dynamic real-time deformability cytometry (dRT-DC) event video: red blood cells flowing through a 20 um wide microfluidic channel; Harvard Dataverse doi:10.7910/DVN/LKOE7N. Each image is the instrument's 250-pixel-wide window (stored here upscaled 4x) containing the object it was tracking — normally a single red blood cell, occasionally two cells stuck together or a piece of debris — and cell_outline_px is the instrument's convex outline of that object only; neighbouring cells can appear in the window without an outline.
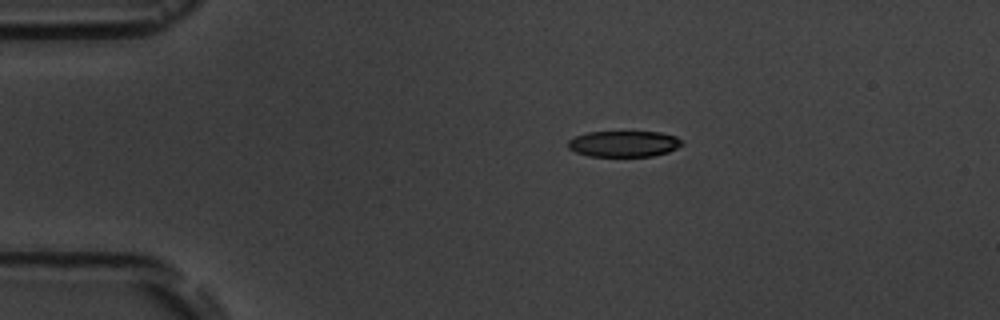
{"species": "common noctule bat (a hibernating species)", "species_latin": "Nyctalus noctula", "temperature_condition": "room temperature", "stored_images_in_passage": 9, "camera_frame_rate_fps": 3000, "um_per_image_px": 0.085, "animal": {"sex": "male", "body_mass_g": 19.5, "forearm_length_mm": 54.6}, "frame": {"image": 1, "passage_image": 1, "time_ms": 0.0, "image_size_px": [1000, 320], "cell_outline_px": [[684, 144], [668, 152], [652, 156], [588, 156], [576, 152], [568, 148], [568, 140], [576, 136], [588, 132], [660, 132], [676, 136]], "centroid_in_image_um": [53.02, 12.22], "position_along_channel_um": 32.0, "area_um2": 17.22}}
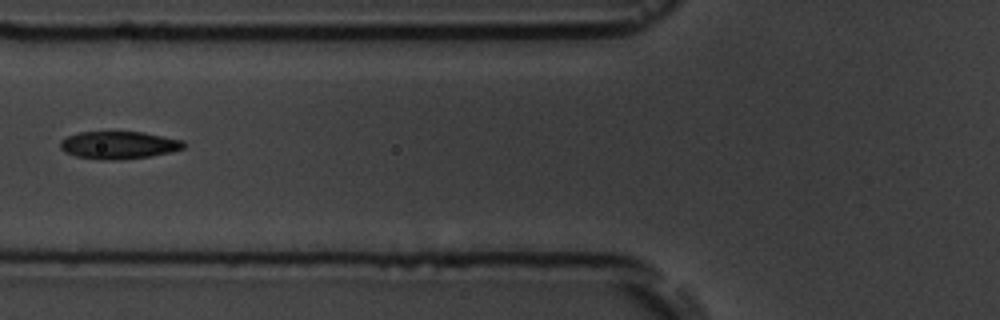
{"frame": {"image": 2, "passage_image": 4, "time_ms": 3.667, "image_size_px": [1000, 320], "cell_outline_px": [[184, 148], [172, 152], [148, 156], [116, 160], [100, 160], [76, 156], [64, 152], [60, 148], [60, 140], [68, 136], [80, 132], [144, 132], [184, 140]], "centroid_in_image_um": [10.09, 12.33], "position_along_channel_um": 115.7, "area_um2": 19.88}}
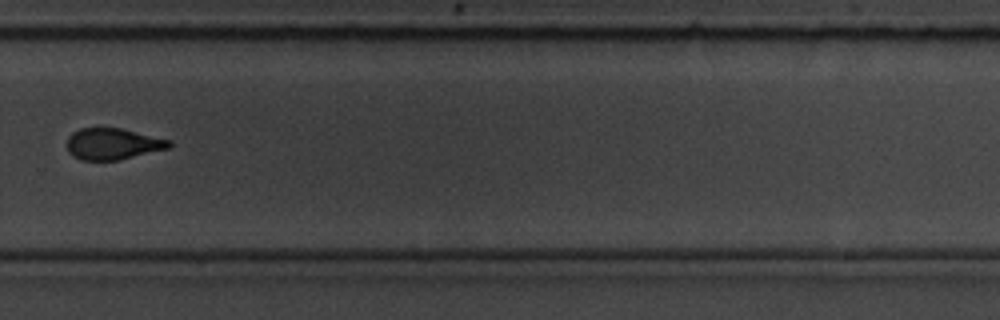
{"frame": {"image": 3, "passage_image": 9, "time_ms": 9.333, "image_size_px": [1000, 320], "cell_outline_px": [[172, 144], [168, 148], [120, 160], [80, 160], [72, 156], [68, 152], [68, 136], [72, 132], [80, 128], [124, 128], [172, 140]], "centroid_in_image_um": [9.6, 12.22], "position_along_channel_um": 320.2, "area_um2": 18.9}}